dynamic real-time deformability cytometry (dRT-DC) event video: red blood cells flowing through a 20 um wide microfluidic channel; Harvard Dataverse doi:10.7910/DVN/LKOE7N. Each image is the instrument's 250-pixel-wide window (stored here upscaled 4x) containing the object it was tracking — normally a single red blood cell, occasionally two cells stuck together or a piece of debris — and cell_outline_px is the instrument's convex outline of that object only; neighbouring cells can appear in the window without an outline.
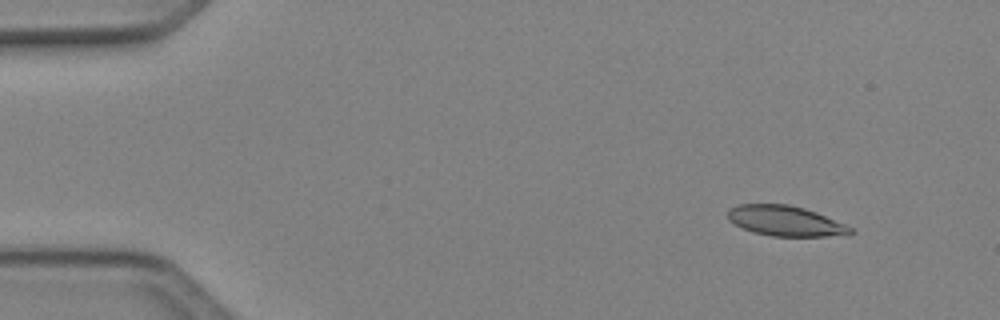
{"species": "Egyptian fruit bat (a non-hibernating species)", "species_latin": "Rousettus aegyptiacus", "temperature_condition": "cold", "stored_images_in_passage": 45, "camera_frame_rate_fps": 3000, "um_per_image_px": 0.085, "animal": {"sex": "female"}, "frame": {"image": 1, "passage_image": 1, "time_ms": 0.0, "image_size_px": [1000, 320], "cell_outline_px": [[856, 232], [824, 236], [772, 236], [752, 232], [728, 220], [728, 212], [732, 208], [740, 204], [788, 204], [804, 208], [816, 212], [844, 224], [852, 228]], "centroid_in_image_um": [66.74, 18.77], "position_along_channel_um": 18.3, "area_um2": 21.21}}
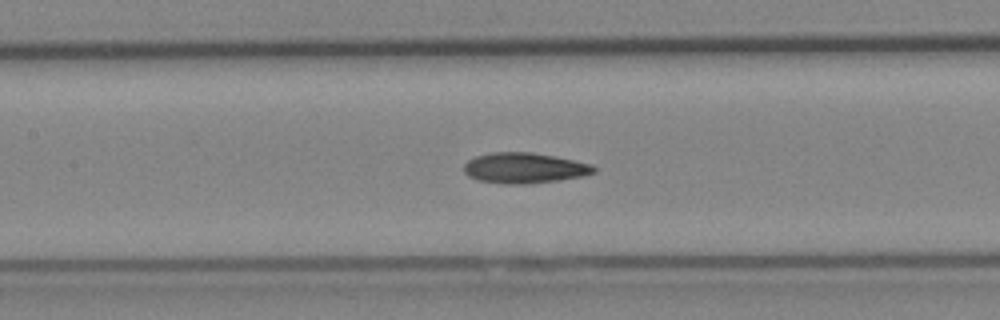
{"frame": {"image": 2, "passage_image": 19, "time_ms": 6.0, "image_size_px": [1000, 320], "cell_outline_px": [[596, 172], [584, 176], [556, 180], [524, 184], [504, 184], [480, 180], [468, 176], [464, 172], [464, 164], [468, 160], [476, 156], [492, 152], [532, 152], [556, 156], [592, 164], [596, 168]], "centroid_in_image_um": [44.58, 14.27], "position_along_channel_um": 162.8, "area_um2": 23.12}}
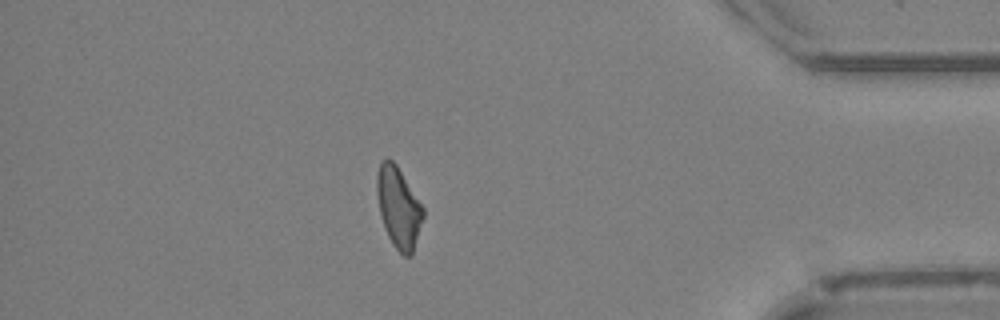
{"frame": {"image": 3, "passage_image": 39, "time_ms": 12.667, "image_size_px": [1000, 320], "cell_outline_px": [[424, 216], [412, 256], [404, 256], [392, 244], [384, 228], [380, 216], [376, 192], [376, 176], [380, 160], [388, 156], [396, 164], [424, 208]], "centroid_in_image_um": [33.86, 17.61], "position_along_channel_um": 401.3, "area_um2": 22.02}, "authors_computed_cell_mechanics": {"area_um2": 22.1952, "velocity_mm_per_s": 4.1209, "shape_relaxation_time_tau1_ms": 7.5589, "shape_relaxation_time_tau2_ms": 3.5183, "deformation_change_tau1": 0.1821, "deformation_change_tau2": 0.1166}}